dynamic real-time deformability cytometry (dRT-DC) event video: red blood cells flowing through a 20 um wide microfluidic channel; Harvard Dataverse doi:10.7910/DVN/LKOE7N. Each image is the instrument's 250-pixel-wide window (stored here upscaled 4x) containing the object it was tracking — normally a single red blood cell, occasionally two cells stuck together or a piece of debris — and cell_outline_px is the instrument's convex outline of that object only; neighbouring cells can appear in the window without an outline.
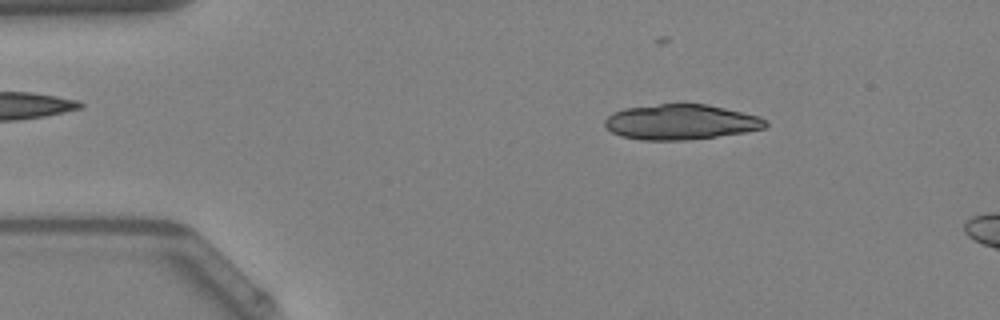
{"species": "Egyptian fruit bat (a non-hibernating species)", "species_latin": "Rousettus aegyptiacus", "temperature_condition": "warm", "stored_images_in_passage": 12, "camera_frame_rate_fps": 3000, "um_per_image_px": 0.085, "animal": {"sex": "female"}, "frame": {"image": 1, "passage_image": 7, "time_ms": 2.0, "image_size_px": [1000, 320], "cell_outline_px": [[768, 124], [764, 128], [744, 132], [716, 136], [684, 140], [640, 140], [620, 136], [612, 132], [604, 124], [604, 120], [612, 112], [624, 108], [660, 104], [708, 104], [760, 116], [768, 120]], "centroid_in_image_um": [57.86, 10.36], "position_along_channel_um": 27.1, "area_um2": 33.0}}